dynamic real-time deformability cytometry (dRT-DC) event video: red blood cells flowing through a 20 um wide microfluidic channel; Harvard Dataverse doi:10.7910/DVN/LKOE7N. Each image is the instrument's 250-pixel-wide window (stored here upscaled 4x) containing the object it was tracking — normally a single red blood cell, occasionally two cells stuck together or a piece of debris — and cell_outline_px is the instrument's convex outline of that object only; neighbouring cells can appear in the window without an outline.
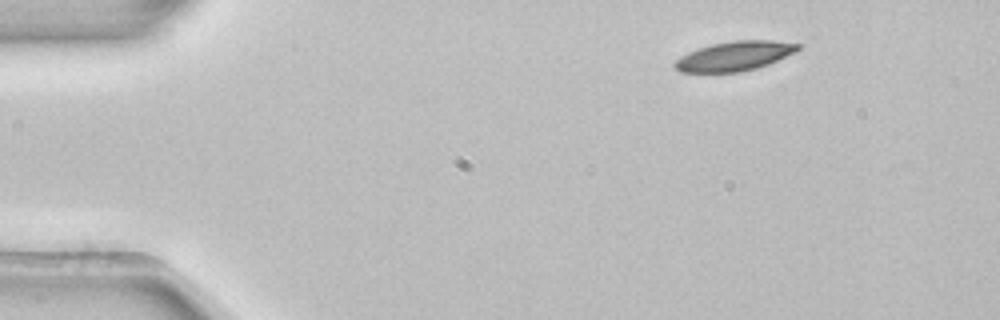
{"species": "common noctule bat (a hibernating species)", "species_latin": "Nyctalus noctula", "temperature_condition": "room temperature", "stored_images_in_passage": 3, "camera_frame_rate_fps": 3000, "um_per_image_px": 0.085, "animal": {"sex": "female", "body_mass_g": 22.7, "forearm_length_mm": 54.2}, "frame": {"image": 1, "passage_image": 1, "time_ms": 0.0, "image_size_px": [1000, 320], "cell_outline_px": [[800, 48], [796, 52], [768, 64], [756, 68], [740, 72], [680, 72], [672, 64], [680, 56], [688, 52], [712, 44], [736, 40], [772, 40], [800, 44]], "centroid_in_image_um": [62.44, 4.76], "position_along_channel_um": 22.6, "area_um2": 21.04}}